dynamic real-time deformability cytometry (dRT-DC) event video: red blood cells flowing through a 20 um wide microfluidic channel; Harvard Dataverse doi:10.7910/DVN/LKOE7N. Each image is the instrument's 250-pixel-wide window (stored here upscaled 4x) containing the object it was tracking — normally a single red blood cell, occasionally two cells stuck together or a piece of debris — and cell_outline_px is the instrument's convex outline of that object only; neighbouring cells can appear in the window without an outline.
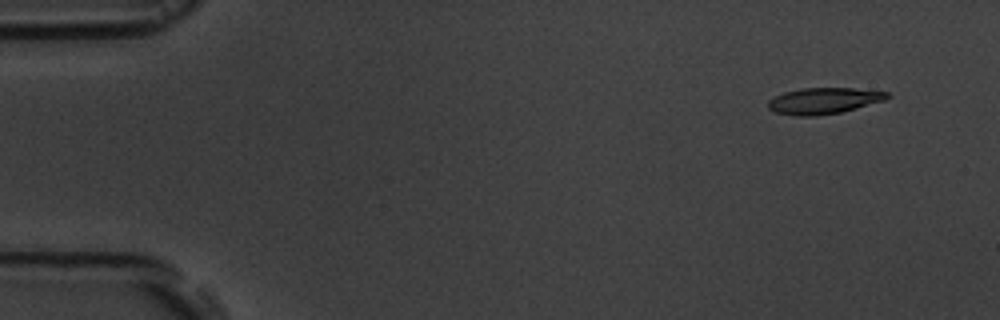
{"species": "common noctule bat (a hibernating species)", "species_latin": "Nyctalus noctula", "temperature_condition": "room temperature", "stored_images_in_passage": 5, "camera_frame_rate_fps": 3000, "um_per_image_px": 0.085, "animal": {"sex": "male", "body_mass_g": 19.5, "forearm_length_mm": 54.6}, "frame": {"image": 1, "passage_image": 2, "time_ms": 1.333, "image_size_px": [1000, 320], "cell_outline_px": [[892, 96], [884, 100], [856, 108], [840, 112], [816, 116], [796, 116], [776, 112], [768, 108], [768, 100], [784, 92], [804, 88], [852, 88], [888, 92]], "centroid_in_image_um": [70.02, 8.56], "position_along_channel_um": 15.0, "area_um2": 18.03}}